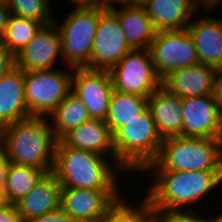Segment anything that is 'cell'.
<instances>
[{"label": "cell", "mask_w": 222, "mask_h": 222, "mask_svg": "<svg viewBox=\"0 0 222 222\" xmlns=\"http://www.w3.org/2000/svg\"><path fill=\"white\" fill-rule=\"evenodd\" d=\"M144 172L154 174L146 195L161 217L174 213L197 212L193 208L186 210L184 207L202 202L209 191L222 184V171Z\"/></svg>", "instance_id": "1"}, {"label": "cell", "mask_w": 222, "mask_h": 222, "mask_svg": "<svg viewBox=\"0 0 222 222\" xmlns=\"http://www.w3.org/2000/svg\"><path fill=\"white\" fill-rule=\"evenodd\" d=\"M120 172L122 169L106 156L68 147L57 140L52 173L62 188L119 190Z\"/></svg>", "instance_id": "2"}, {"label": "cell", "mask_w": 222, "mask_h": 222, "mask_svg": "<svg viewBox=\"0 0 222 222\" xmlns=\"http://www.w3.org/2000/svg\"><path fill=\"white\" fill-rule=\"evenodd\" d=\"M11 163L52 172L57 139L48 117L31 116L0 130Z\"/></svg>", "instance_id": "3"}, {"label": "cell", "mask_w": 222, "mask_h": 222, "mask_svg": "<svg viewBox=\"0 0 222 222\" xmlns=\"http://www.w3.org/2000/svg\"><path fill=\"white\" fill-rule=\"evenodd\" d=\"M144 171H222V139H163L157 159Z\"/></svg>", "instance_id": "4"}, {"label": "cell", "mask_w": 222, "mask_h": 222, "mask_svg": "<svg viewBox=\"0 0 222 222\" xmlns=\"http://www.w3.org/2000/svg\"><path fill=\"white\" fill-rule=\"evenodd\" d=\"M162 137L147 108L137 118L126 122L114 133L117 165L122 171L143 172L160 152Z\"/></svg>", "instance_id": "5"}, {"label": "cell", "mask_w": 222, "mask_h": 222, "mask_svg": "<svg viewBox=\"0 0 222 222\" xmlns=\"http://www.w3.org/2000/svg\"><path fill=\"white\" fill-rule=\"evenodd\" d=\"M100 6L74 9L65 16L62 24L54 21L61 36L63 66L91 69V54Z\"/></svg>", "instance_id": "6"}, {"label": "cell", "mask_w": 222, "mask_h": 222, "mask_svg": "<svg viewBox=\"0 0 222 222\" xmlns=\"http://www.w3.org/2000/svg\"><path fill=\"white\" fill-rule=\"evenodd\" d=\"M65 69L24 72L25 100L30 116L48 117L71 92L74 68Z\"/></svg>", "instance_id": "7"}, {"label": "cell", "mask_w": 222, "mask_h": 222, "mask_svg": "<svg viewBox=\"0 0 222 222\" xmlns=\"http://www.w3.org/2000/svg\"><path fill=\"white\" fill-rule=\"evenodd\" d=\"M114 90L149 97L162 86L149 49H132L109 70Z\"/></svg>", "instance_id": "8"}, {"label": "cell", "mask_w": 222, "mask_h": 222, "mask_svg": "<svg viewBox=\"0 0 222 222\" xmlns=\"http://www.w3.org/2000/svg\"><path fill=\"white\" fill-rule=\"evenodd\" d=\"M149 51L155 70L161 79L174 70L200 63L187 28L156 32Z\"/></svg>", "instance_id": "9"}, {"label": "cell", "mask_w": 222, "mask_h": 222, "mask_svg": "<svg viewBox=\"0 0 222 222\" xmlns=\"http://www.w3.org/2000/svg\"><path fill=\"white\" fill-rule=\"evenodd\" d=\"M131 50L117 15L108 5L100 6V18L91 54V69L109 71Z\"/></svg>", "instance_id": "10"}, {"label": "cell", "mask_w": 222, "mask_h": 222, "mask_svg": "<svg viewBox=\"0 0 222 222\" xmlns=\"http://www.w3.org/2000/svg\"><path fill=\"white\" fill-rule=\"evenodd\" d=\"M182 137L222 139V115L213 94L182 98Z\"/></svg>", "instance_id": "11"}, {"label": "cell", "mask_w": 222, "mask_h": 222, "mask_svg": "<svg viewBox=\"0 0 222 222\" xmlns=\"http://www.w3.org/2000/svg\"><path fill=\"white\" fill-rule=\"evenodd\" d=\"M114 87L109 71L75 68L73 92L87 107L92 119L106 120Z\"/></svg>", "instance_id": "12"}, {"label": "cell", "mask_w": 222, "mask_h": 222, "mask_svg": "<svg viewBox=\"0 0 222 222\" xmlns=\"http://www.w3.org/2000/svg\"><path fill=\"white\" fill-rule=\"evenodd\" d=\"M15 58L16 66L24 72L54 69L58 59L63 63L61 36L55 23L44 25Z\"/></svg>", "instance_id": "13"}, {"label": "cell", "mask_w": 222, "mask_h": 222, "mask_svg": "<svg viewBox=\"0 0 222 222\" xmlns=\"http://www.w3.org/2000/svg\"><path fill=\"white\" fill-rule=\"evenodd\" d=\"M120 190L62 188L60 207L77 222L104 220L109 206Z\"/></svg>", "instance_id": "14"}, {"label": "cell", "mask_w": 222, "mask_h": 222, "mask_svg": "<svg viewBox=\"0 0 222 222\" xmlns=\"http://www.w3.org/2000/svg\"><path fill=\"white\" fill-rule=\"evenodd\" d=\"M60 140L68 147L110 157L117 165L114 134L105 120L91 118L72 128Z\"/></svg>", "instance_id": "15"}, {"label": "cell", "mask_w": 222, "mask_h": 222, "mask_svg": "<svg viewBox=\"0 0 222 222\" xmlns=\"http://www.w3.org/2000/svg\"><path fill=\"white\" fill-rule=\"evenodd\" d=\"M215 73V68L198 63L170 72L162 79V87L180 98L210 95Z\"/></svg>", "instance_id": "16"}, {"label": "cell", "mask_w": 222, "mask_h": 222, "mask_svg": "<svg viewBox=\"0 0 222 222\" xmlns=\"http://www.w3.org/2000/svg\"><path fill=\"white\" fill-rule=\"evenodd\" d=\"M196 15L187 26L201 64L222 68V19Z\"/></svg>", "instance_id": "17"}, {"label": "cell", "mask_w": 222, "mask_h": 222, "mask_svg": "<svg viewBox=\"0 0 222 222\" xmlns=\"http://www.w3.org/2000/svg\"><path fill=\"white\" fill-rule=\"evenodd\" d=\"M62 186L50 172L23 198L15 203L23 222L60 208Z\"/></svg>", "instance_id": "18"}, {"label": "cell", "mask_w": 222, "mask_h": 222, "mask_svg": "<svg viewBox=\"0 0 222 222\" xmlns=\"http://www.w3.org/2000/svg\"><path fill=\"white\" fill-rule=\"evenodd\" d=\"M28 117L24 71L16 66L0 80V130Z\"/></svg>", "instance_id": "19"}, {"label": "cell", "mask_w": 222, "mask_h": 222, "mask_svg": "<svg viewBox=\"0 0 222 222\" xmlns=\"http://www.w3.org/2000/svg\"><path fill=\"white\" fill-rule=\"evenodd\" d=\"M148 109L162 139L181 136L182 98L169 93L161 86L148 97Z\"/></svg>", "instance_id": "20"}, {"label": "cell", "mask_w": 222, "mask_h": 222, "mask_svg": "<svg viewBox=\"0 0 222 222\" xmlns=\"http://www.w3.org/2000/svg\"><path fill=\"white\" fill-rule=\"evenodd\" d=\"M144 9L157 32L186 29L199 13L192 0H152Z\"/></svg>", "instance_id": "21"}, {"label": "cell", "mask_w": 222, "mask_h": 222, "mask_svg": "<svg viewBox=\"0 0 222 222\" xmlns=\"http://www.w3.org/2000/svg\"><path fill=\"white\" fill-rule=\"evenodd\" d=\"M108 7L117 15L130 47L149 49L157 31L145 9L130 6L126 2L109 4Z\"/></svg>", "instance_id": "22"}, {"label": "cell", "mask_w": 222, "mask_h": 222, "mask_svg": "<svg viewBox=\"0 0 222 222\" xmlns=\"http://www.w3.org/2000/svg\"><path fill=\"white\" fill-rule=\"evenodd\" d=\"M48 118L57 140H60L72 128L91 119L87 107L73 92L64 98Z\"/></svg>", "instance_id": "23"}, {"label": "cell", "mask_w": 222, "mask_h": 222, "mask_svg": "<svg viewBox=\"0 0 222 222\" xmlns=\"http://www.w3.org/2000/svg\"><path fill=\"white\" fill-rule=\"evenodd\" d=\"M147 108V97L114 90L105 121L114 134L126 122L137 118Z\"/></svg>", "instance_id": "24"}, {"label": "cell", "mask_w": 222, "mask_h": 222, "mask_svg": "<svg viewBox=\"0 0 222 222\" xmlns=\"http://www.w3.org/2000/svg\"><path fill=\"white\" fill-rule=\"evenodd\" d=\"M144 195V200L139 202L138 208L120 195L109 206L104 222H161V216L153 207L150 198L146 194Z\"/></svg>", "instance_id": "25"}, {"label": "cell", "mask_w": 222, "mask_h": 222, "mask_svg": "<svg viewBox=\"0 0 222 222\" xmlns=\"http://www.w3.org/2000/svg\"><path fill=\"white\" fill-rule=\"evenodd\" d=\"M47 174L43 169L32 166L10 164L5 194L10 204H15L26 196Z\"/></svg>", "instance_id": "26"}, {"label": "cell", "mask_w": 222, "mask_h": 222, "mask_svg": "<svg viewBox=\"0 0 222 222\" xmlns=\"http://www.w3.org/2000/svg\"><path fill=\"white\" fill-rule=\"evenodd\" d=\"M43 26L42 22L11 14L0 45L16 57Z\"/></svg>", "instance_id": "27"}, {"label": "cell", "mask_w": 222, "mask_h": 222, "mask_svg": "<svg viewBox=\"0 0 222 222\" xmlns=\"http://www.w3.org/2000/svg\"><path fill=\"white\" fill-rule=\"evenodd\" d=\"M11 14L42 22L44 25L54 23L52 0H6Z\"/></svg>", "instance_id": "28"}, {"label": "cell", "mask_w": 222, "mask_h": 222, "mask_svg": "<svg viewBox=\"0 0 222 222\" xmlns=\"http://www.w3.org/2000/svg\"><path fill=\"white\" fill-rule=\"evenodd\" d=\"M161 222H217L214 216L203 217L196 212L174 213L161 217Z\"/></svg>", "instance_id": "29"}, {"label": "cell", "mask_w": 222, "mask_h": 222, "mask_svg": "<svg viewBox=\"0 0 222 222\" xmlns=\"http://www.w3.org/2000/svg\"><path fill=\"white\" fill-rule=\"evenodd\" d=\"M29 222H77L61 207L55 211L45 213Z\"/></svg>", "instance_id": "30"}, {"label": "cell", "mask_w": 222, "mask_h": 222, "mask_svg": "<svg viewBox=\"0 0 222 222\" xmlns=\"http://www.w3.org/2000/svg\"><path fill=\"white\" fill-rule=\"evenodd\" d=\"M15 67V56L0 45V80Z\"/></svg>", "instance_id": "31"}, {"label": "cell", "mask_w": 222, "mask_h": 222, "mask_svg": "<svg viewBox=\"0 0 222 222\" xmlns=\"http://www.w3.org/2000/svg\"><path fill=\"white\" fill-rule=\"evenodd\" d=\"M10 160L5 146L0 142V189L5 190Z\"/></svg>", "instance_id": "32"}, {"label": "cell", "mask_w": 222, "mask_h": 222, "mask_svg": "<svg viewBox=\"0 0 222 222\" xmlns=\"http://www.w3.org/2000/svg\"><path fill=\"white\" fill-rule=\"evenodd\" d=\"M0 222H23L15 204L0 209Z\"/></svg>", "instance_id": "33"}, {"label": "cell", "mask_w": 222, "mask_h": 222, "mask_svg": "<svg viewBox=\"0 0 222 222\" xmlns=\"http://www.w3.org/2000/svg\"><path fill=\"white\" fill-rule=\"evenodd\" d=\"M11 11L6 0H0V41L3 39Z\"/></svg>", "instance_id": "34"}, {"label": "cell", "mask_w": 222, "mask_h": 222, "mask_svg": "<svg viewBox=\"0 0 222 222\" xmlns=\"http://www.w3.org/2000/svg\"><path fill=\"white\" fill-rule=\"evenodd\" d=\"M213 95L219 107L222 109V68L216 70Z\"/></svg>", "instance_id": "35"}, {"label": "cell", "mask_w": 222, "mask_h": 222, "mask_svg": "<svg viewBox=\"0 0 222 222\" xmlns=\"http://www.w3.org/2000/svg\"><path fill=\"white\" fill-rule=\"evenodd\" d=\"M70 3H73L72 5L74 9H82V8H91V7H97L105 5L103 0H68Z\"/></svg>", "instance_id": "36"}, {"label": "cell", "mask_w": 222, "mask_h": 222, "mask_svg": "<svg viewBox=\"0 0 222 222\" xmlns=\"http://www.w3.org/2000/svg\"><path fill=\"white\" fill-rule=\"evenodd\" d=\"M194 2V5L199 9L200 11V7L205 10H207V12L213 11L214 7H217L219 5H221V1L222 0H192Z\"/></svg>", "instance_id": "37"}, {"label": "cell", "mask_w": 222, "mask_h": 222, "mask_svg": "<svg viewBox=\"0 0 222 222\" xmlns=\"http://www.w3.org/2000/svg\"><path fill=\"white\" fill-rule=\"evenodd\" d=\"M152 0H127L126 3L133 7L145 8Z\"/></svg>", "instance_id": "38"}, {"label": "cell", "mask_w": 222, "mask_h": 222, "mask_svg": "<svg viewBox=\"0 0 222 222\" xmlns=\"http://www.w3.org/2000/svg\"><path fill=\"white\" fill-rule=\"evenodd\" d=\"M10 203L7 200L5 191L0 189V209L8 206Z\"/></svg>", "instance_id": "39"}, {"label": "cell", "mask_w": 222, "mask_h": 222, "mask_svg": "<svg viewBox=\"0 0 222 222\" xmlns=\"http://www.w3.org/2000/svg\"><path fill=\"white\" fill-rule=\"evenodd\" d=\"M127 0H104L106 5L117 3V2H126Z\"/></svg>", "instance_id": "40"}, {"label": "cell", "mask_w": 222, "mask_h": 222, "mask_svg": "<svg viewBox=\"0 0 222 222\" xmlns=\"http://www.w3.org/2000/svg\"><path fill=\"white\" fill-rule=\"evenodd\" d=\"M217 222H222V214L214 216Z\"/></svg>", "instance_id": "41"}, {"label": "cell", "mask_w": 222, "mask_h": 222, "mask_svg": "<svg viewBox=\"0 0 222 222\" xmlns=\"http://www.w3.org/2000/svg\"><path fill=\"white\" fill-rule=\"evenodd\" d=\"M91 222H104V220L91 221Z\"/></svg>", "instance_id": "42"}]
</instances>
